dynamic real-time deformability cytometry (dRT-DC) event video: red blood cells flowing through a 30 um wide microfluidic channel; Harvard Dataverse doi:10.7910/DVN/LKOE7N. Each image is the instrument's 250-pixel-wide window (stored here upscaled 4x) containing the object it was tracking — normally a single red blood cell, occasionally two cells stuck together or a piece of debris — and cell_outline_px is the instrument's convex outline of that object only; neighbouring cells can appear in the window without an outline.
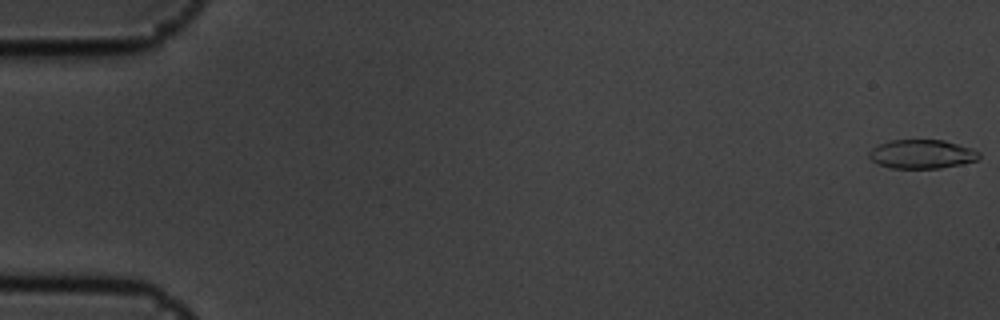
{"species": "common noctule bat (a hibernating species)", "species_latin": "Nyctalus noctula", "temperature_condition": "cold", "stored_images_in_passage": 56, "camera_frame_rate_fps": 3000, "um_per_image_px": 0.085, "animal": {"sex": "male", "body_mass_g": 19.5, "forearm_length_mm": 54.6}, "frame": {"image": 1, "passage_image": 1, "time_ms": 0.0, "image_size_px": [1000, 320], "cell_outline_px": [[980, 156], [976, 160], [960, 164], [940, 168], [888, 168], [876, 164], [868, 156], [868, 152], [872, 148], [880, 144], [892, 140], [944, 140], [972, 148], [980, 152]], "centroid_in_image_um": [78.33, 13.1], "position_along_channel_um": 6.7, "area_um2": 18.55}}
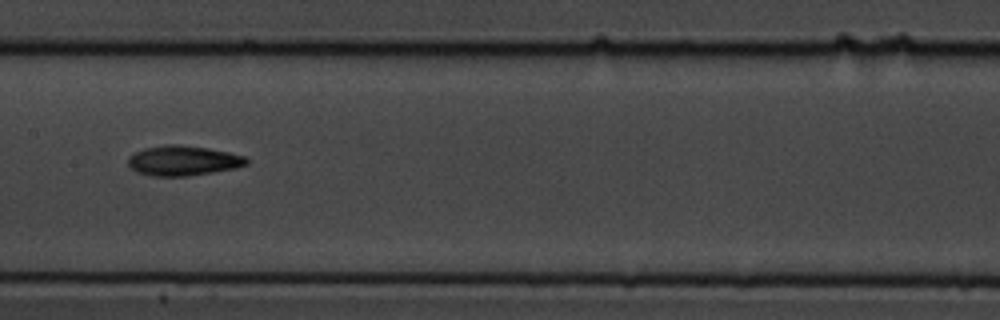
{"frame": {"image": 2, "passage_image": 29, "time_ms": 9.333, "image_size_px": [1000, 320], "cell_outline_px": [[248, 164], [236, 168], [188, 176], [152, 176], [136, 172], [128, 164], [128, 156], [144, 148], [164, 144], [180, 144], [208, 148], [228, 152], [244, 156], [248, 160]], "centroid_in_image_um": [15.55, 13.65], "position_along_channel_um": 191.9, "area_um2": 20.75}}
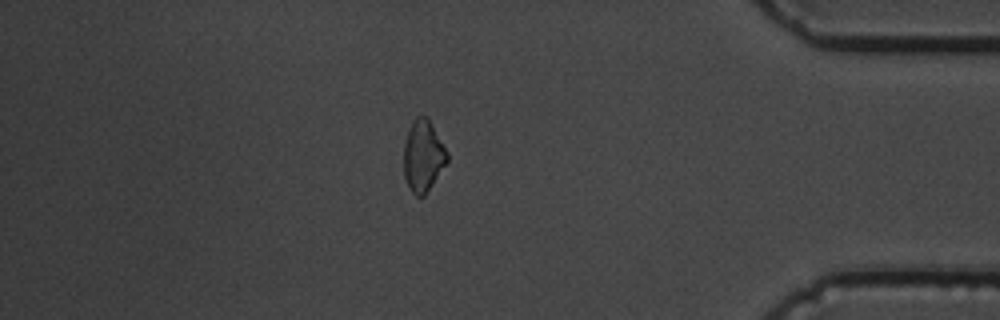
{"frame": {"image": 3, "passage_image": 49, "time_ms": 16.0, "image_size_px": [1000, 320], "cell_outline_px": [[448, 160], [424, 196], [416, 196], [412, 192], [404, 176], [404, 144], [408, 132], [416, 116], [428, 116], [448, 152]], "centroid_in_image_um": [35.97, 13.23], "position_along_channel_um": 399.2, "area_um2": 17.86}, "authors_computed_cell_mechanics": {"area_um2": 18.9006, "velocity_mm_per_s": 3.6022, "shape_relaxation_time_tau1_ms": 4.003, "shape_relaxation_time_tau2_ms": null, "deformation_change_tau1": 0.1138, "deformation_change_tau2": null}}